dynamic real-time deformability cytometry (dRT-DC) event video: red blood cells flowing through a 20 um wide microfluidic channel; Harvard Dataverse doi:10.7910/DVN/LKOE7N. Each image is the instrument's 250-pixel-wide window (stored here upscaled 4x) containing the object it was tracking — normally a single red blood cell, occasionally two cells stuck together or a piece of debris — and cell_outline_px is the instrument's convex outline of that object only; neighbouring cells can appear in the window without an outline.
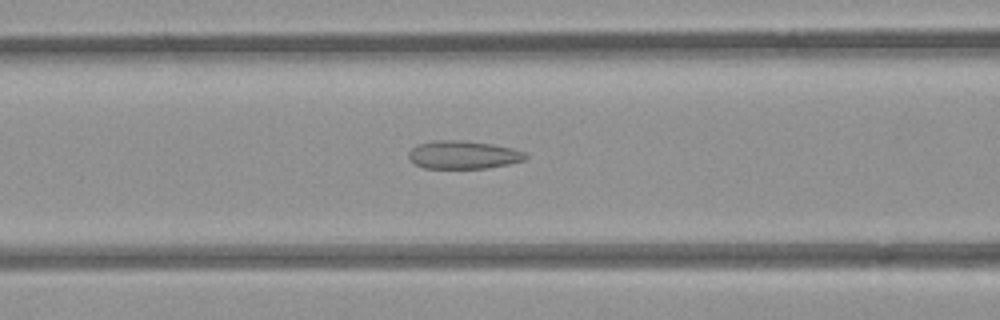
{"species": "common noctule bat (a hibernating species)", "species_latin": "Nyctalus noctula", "temperature_condition": "room temperature", "stored_images_in_passage": 41, "camera_frame_rate_fps": 3000, "um_per_image_px": 0.085, "animal": {"sex": "female", "body_mass_g": 21.9}, "frame": {"image": 1, "passage_image": 10, "time_ms": 3.0, "image_size_px": [1000, 320], "cell_outline_px": [[528, 156], [524, 160], [508, 164], [488, 168], [424, 168], [416, 164], [408, 156], [408, 152], [416, 144], [436, 140], [460, 140], [492, 144], [512, 148], [524, 152]], "centroid_in_image_um": [39.37, 13.15], "position_along_channel_um": 127.2, "area_um2": 19.07}}
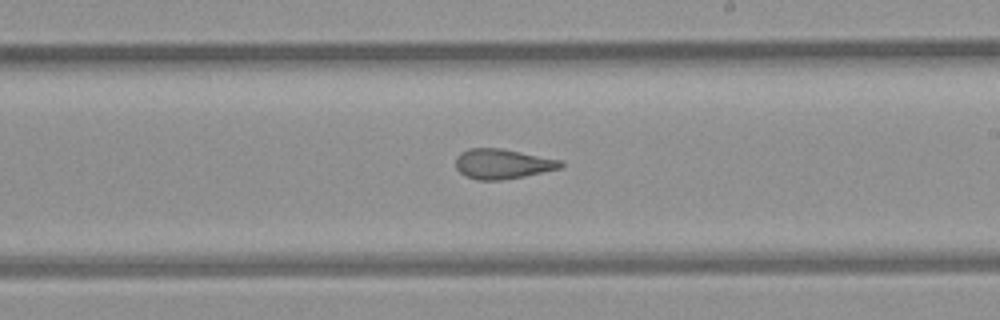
{"frame": {"image": 2, "passage_image": 19, "time_ms": 6.0, "image_size_px": [1000, 320], "cell_outline_px": [[564, 164], [560, 168], [524, 176], [500, 180], [476, 180], [464, 176], [456, 168], [456, 156], [460, 152], [468, 148], [500, 148], [564, 160]], "centroid_in_image_um": [42.7, 13.92], "position_along_channel_um": 246.3, "area_um2": 18.44}}
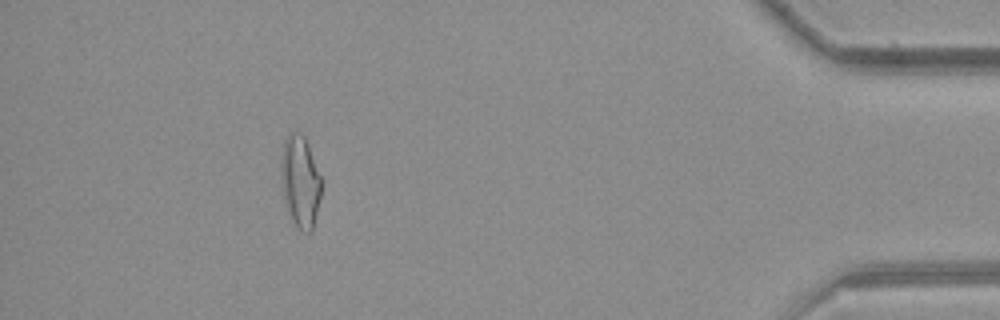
{"frame": {"image": 3, "passage_image": 36, "time_ms": 11.667, "image_size_px": [1000, 320], "cell_outline_px": [[324, 180], [312, 232], [300, 232], [296, 228], [288, 212], [284, 200], [280, 172], [280, 156], [284, 140], [288, 132], [300, 132], [304, 136], [308, 144]], "centroid_in_image_um": [25.53, 15.41], "position_along_channel_um": 409.7, "area_um2": 22.37}, "authors_computed_cell_mechanics": {"area_um2": 19.4208, "velocity_mm_per_s": 3.9665, "shape_relaxation_time_tau1_ms": null, "shape_relaxation_time_tau2_ms": 2.5191, "deformation_change_tau1": null, "deformation_change_tau2": 0.1103}}